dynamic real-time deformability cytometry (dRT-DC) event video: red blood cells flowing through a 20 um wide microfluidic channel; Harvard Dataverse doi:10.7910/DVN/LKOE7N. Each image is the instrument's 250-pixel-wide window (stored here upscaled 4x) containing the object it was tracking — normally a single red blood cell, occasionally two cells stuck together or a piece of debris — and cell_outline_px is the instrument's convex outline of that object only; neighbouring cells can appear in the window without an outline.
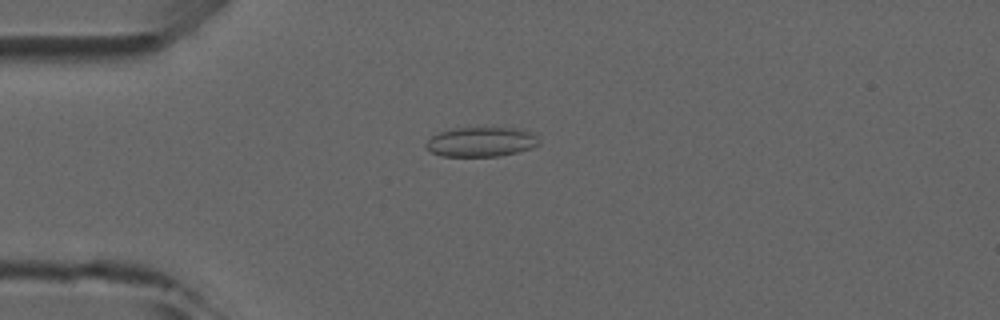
{"species": "common noctule bat (a hibernating species)", "species_latin": "Nyctalus noctula", "temperature_condition": "room temperature", "stored_images_in_passage": 2, "camera_frame_rate_fps": 3000, "um_per_image_px": 0.085, "animal": {"sex": "male", "forearm_length_mm": 52.5}, "frame": {"image": 1, "passage_image": 1, "time_ms": 0.0, "image_size_px": [1000, 320], "cell_outline_px": [[540, 144], [532, 148], [516, 152], [496, 156], [440, 156], [424, 148], [424, 144], [432, 136], [440, 132], [452, 128], [524, 128], [536, 132]], "centroid_in_image_um": [40.93, 12.05], "position_along_channel_um": 44.1, "area_um2": 19.77}}